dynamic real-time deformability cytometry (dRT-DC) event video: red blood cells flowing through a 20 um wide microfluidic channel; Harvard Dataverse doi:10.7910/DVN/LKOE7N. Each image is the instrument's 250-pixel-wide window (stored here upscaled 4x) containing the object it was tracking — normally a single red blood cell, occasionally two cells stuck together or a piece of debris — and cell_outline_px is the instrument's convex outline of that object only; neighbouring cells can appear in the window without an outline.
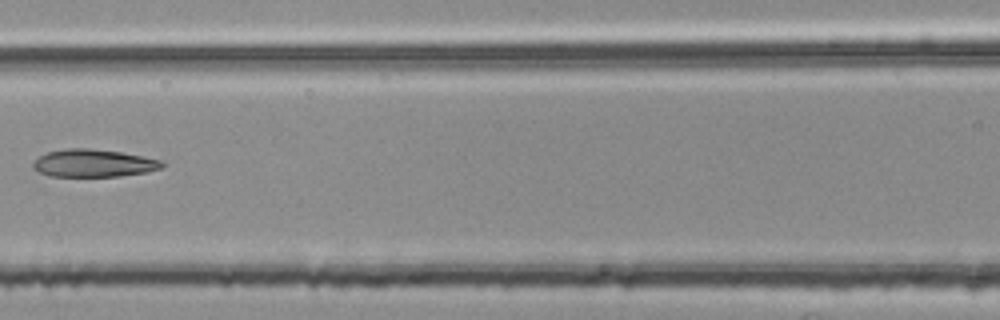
{"species": "common noctule bat (a hibernating species)", "species_latin": "Nyctalus noctula", "temperature_condition": "room temperature", "stored_images_in_passage": 6, "camera_frame_rate_fps": 3000, "um_per_image_px": 0.085, "animal": {"sex": "female", "body_mass_g": 25.1}, "frame": {"image": 1, "passage_image": 6, "time_ms": 1.667, "image_size_px": [1000, 320], "cell_outline_px": [[164, 164], [160, 168], [144, 172], [120, 176], [48, 176], [32, 168], [32, 164], [40, 156], [48, 152], [68, 148], [88, 148], [120, 152], [160, 160]], "centroid_in_image_um": [7.9, 13.87], "position_along_channel_um": 158.7, "area_um2": 20.4}}